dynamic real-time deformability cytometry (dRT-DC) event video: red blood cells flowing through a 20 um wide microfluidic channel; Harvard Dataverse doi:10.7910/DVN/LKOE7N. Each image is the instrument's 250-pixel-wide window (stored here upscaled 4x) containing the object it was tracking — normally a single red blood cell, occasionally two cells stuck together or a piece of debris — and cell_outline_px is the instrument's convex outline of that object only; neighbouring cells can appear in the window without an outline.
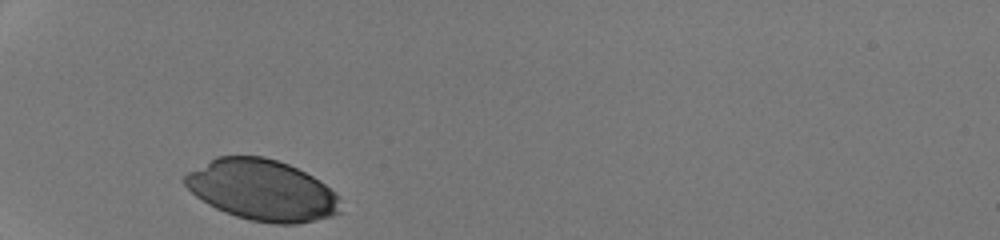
{"species": "human", "species_latin": "Homo sapiens", "temperature_condition": "room temperature", "stored_images_in_passage": 26, "camera_frame_rate_fps": 3000, "um_per_image_px": 0.085, "donor": {"sex": "male"}, "frame": {"image": 1, "passage_image": 1, "time_ms": 0.0, "image_size_px": [1000, 240], "cell_outline_px": [[344, 212], [332, 216], [316, 220], [296, 224], [272, 224], [248, 220], [224, 212], [208, 204], [196, 196], [184, 184], [184, 176], [188, 172], [216, 156], [264, 156], [288, 164], [320, 180], [336, 196]], "centroid_in_image_um": [22.27, 16.17], "position_along_channel_um": 62.7, "area_um2": 55.14}}
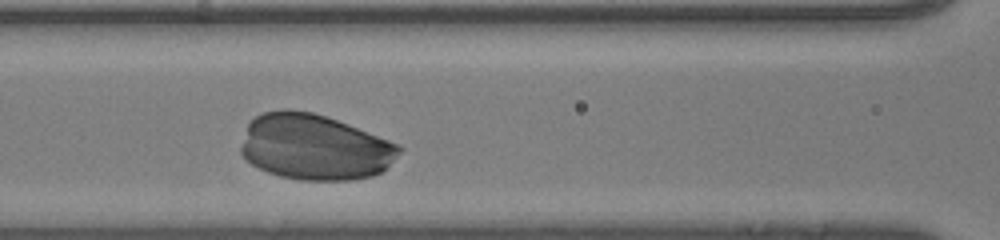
{"frame": {"image": 2, "passage_image": 8, "time_ms": 2.333, "image_size_px": [1000, 240], "cell_outline_px": [[404, 148], [380, 172], [372, 176], [348, 180], [300, 180], [280, 176], [268, 172], [252, 164], [240, 152], [240, 148], [248, 124], [256, 116], [264, 112], [280, 108], [288, 108], [312, 112], [336, 120], [400, 144]], "centroid_in_image_um": [26.72, 12.49], "position_along_channel_um": 139.9, "area_um2": 60.23}}
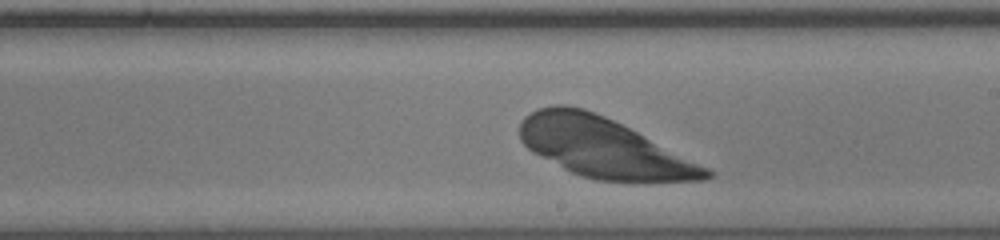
{"frame": {"image": 3, "passage_image": 15, "time_ms": 4.667, "image_size_px": [1000, 240], "cell_outline_px": [[712, 176], [704, 180], [596, 180], [580, 176], [532, 152], [520, 140], [520, 120], [524, 116], [540, 108], [552, 104], [568, 104], [584, 108], [604, 116], [708, 168], [712, 172]], "centroid_in_image_um": [51.19, 12.52], "position_along_channel_um": 237.8, "area_um2": 63.23}}